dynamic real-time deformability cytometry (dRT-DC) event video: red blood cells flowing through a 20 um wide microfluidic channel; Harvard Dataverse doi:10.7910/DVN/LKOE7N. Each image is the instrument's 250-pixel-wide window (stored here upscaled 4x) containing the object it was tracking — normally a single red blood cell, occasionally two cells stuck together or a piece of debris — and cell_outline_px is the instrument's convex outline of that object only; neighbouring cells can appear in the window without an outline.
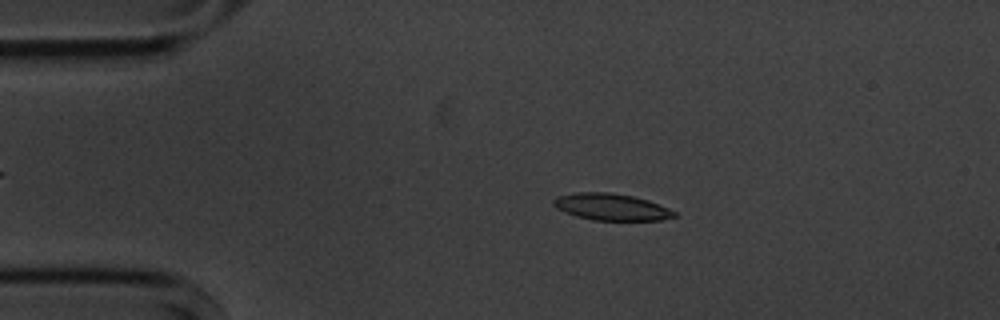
{"species": "common noctule bat (a hibernating species)", "species_latin": "Nyctalus noctula", "temperature_condition": "cold", "stored_images_in_passage": 55, "camera_frame_rate_fps": 3000, "um_per_image_px": 0.085, "animal": {"sex": "male", "body_mass_g": 20.1, "forearm_length_mm": 53.5}, "frame": {"image": 1, "passage_image": 11, "time_ms": 3.333, "image_size_px": [1000, 320], "cell_outline_px": [[676, 216], [660, 220], [592, 220], [576, 216], [564, 212], [556, 208], [552, 204], [552, 200], [560, 196], [576, 192], [608, 192], [632, 196], [648, 200], [668, 208], [676, 212]], "centroid_in_image_um": [51.94, 17.59], "position_along_channel_um": 33.1, "area_um2": 18.73}}
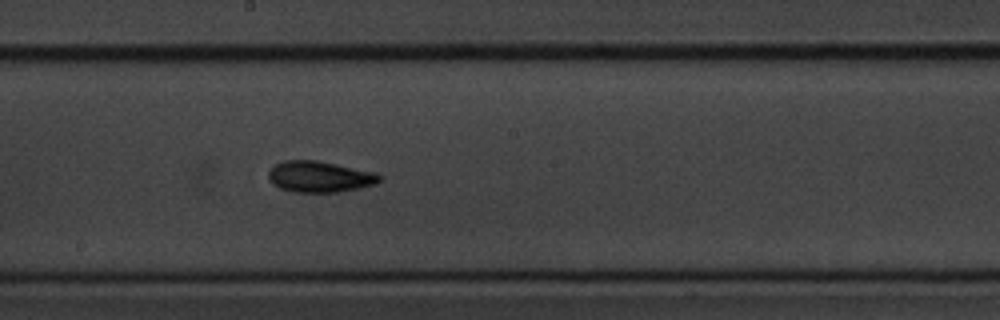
{"frame": {"image": 2, "passage_image": 30, "time_ms": 9.667, "image_size_px": [1000, 320], "cell_outline_px": [[380, 180], [376, 184], [336, 192], [292, 192], [280, 188], [272, 184], [268, 180], [268, 172], [276, 164], [284, 160], [316, 160], [336, 164], [372, 172], [380, 176]], "centroid_in_image_um": [27.1, 15.02], "position_along_channel_um": 221.1, "area_um2": 19.88}}
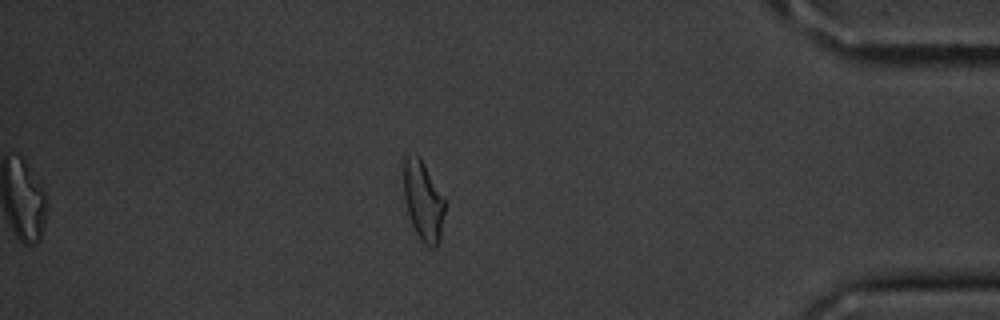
{"frame": {"image": 3, "passage_image": 48, "time_ms": 15.667, "image_size_px": [1000, 320], "cell_outline_px": [[444, 212], [440, 240], [436, 248], [428, 248], [420, 240], [412, 224], [404, 200], [404, 156], [420, 156], [444, 200]], "centroid_in_image_um": [35.96, 17.13], "position_along_channel_um": 399.2, "area_um2": 18.79}, "authors_computed_cell_mechanics": {"area_um2": 18.9584, "velocity_mm_per_s": 3.5966, "shape_relaxation_time_tau1_ms": 3.0418, "shape_relaxation_time_tau2_ms": 2.9956, "deformation_change_tau1": 0.1321, "deformation_change_tau2": 0.0877}}